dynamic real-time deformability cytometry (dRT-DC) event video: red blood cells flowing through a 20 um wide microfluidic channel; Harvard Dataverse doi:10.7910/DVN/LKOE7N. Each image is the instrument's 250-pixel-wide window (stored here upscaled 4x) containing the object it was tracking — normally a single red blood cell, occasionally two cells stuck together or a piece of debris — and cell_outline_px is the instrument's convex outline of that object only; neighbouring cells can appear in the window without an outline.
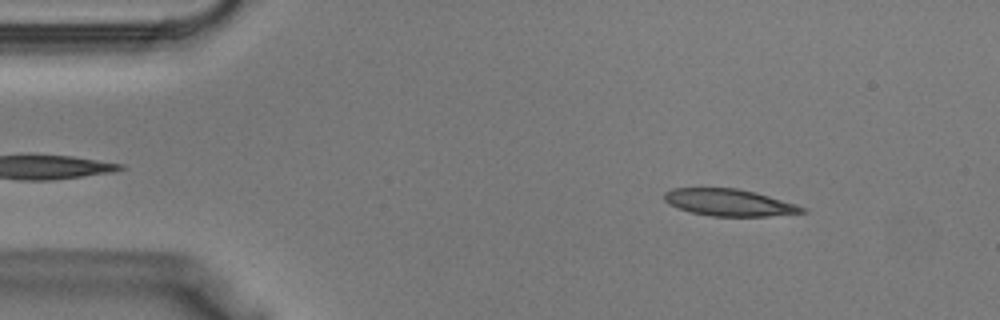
{"species": "Egyptian fruit bat (a non-hibernating species)", "species_latin": "Rousettus aegyptiacus", "temperature_condition": "warm", "stored_images_in_passage": 35, "camera_frame_rate_fps": 3000, "um_per_image_px": 0.085, "animal": {"sex": "male"}, "frame": {"image": 1, "passage_image": 2, "time_ms": 0.333, "image_size_px": [1000, 320], "cell_outline_px": [[808, 212], [768, 216], [712, 216], [692, 212], [668, 204], [664, 200], [664, 192], [672, 188], [736, 188], [756, 192], [796, 204], [804, 208]], "centroid_in_image_um": [61.97, 17.21], "position_along_channel_um": 23.0, "area_um2": 21.5}}
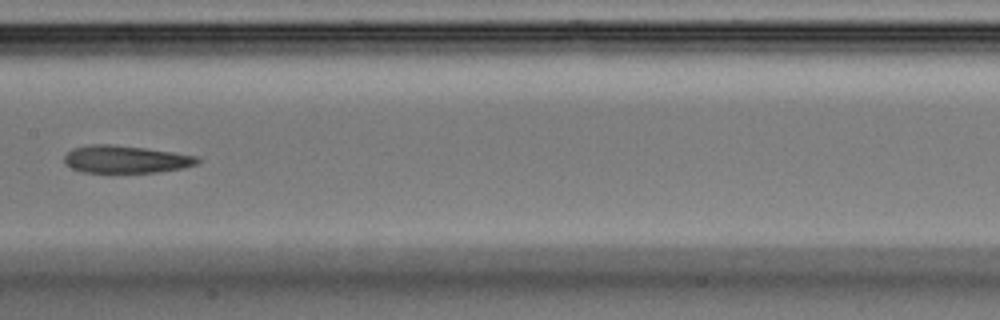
{"frame": {"image": 2, "passage_image": 16, "time_ms": 5.0, "image_size_px": [1000, 320], "cell_outline_px": [[200, 160], [196, 164], [184, 168], [156, 172], [84, 172], [72, 168], [64, 164], [64, 156], [72, 148], [88, 144], [112, 144], [144, 148], [200, 156]], "centroid_in_image_um": [10.67, 13.53], "position_along_channel_um": 196.7, "area_um2": 21.39}}
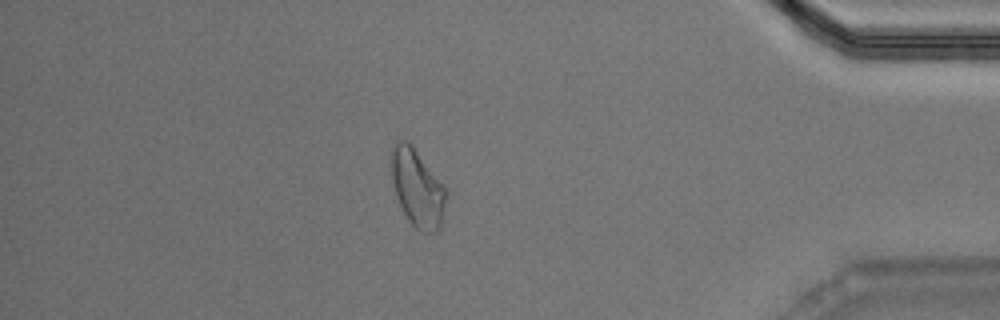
{"frame": {"image": 3, "passage_image": 30, "time_ms": 9.667, "image_size_px": [1000, 320], "cell_outline_px": [[444, 204], [440, 228], [436, 232], [428, 232], [416, 228], [412, 224], [404, 212], [396, 196], [392, 180], [392, 144], [396, 140], [408, 140], [444, 184]], "centroid_in_image_um": [35.45, 15.93], "position_along_channel_um": 399.7, "area_um2": 24.22}}